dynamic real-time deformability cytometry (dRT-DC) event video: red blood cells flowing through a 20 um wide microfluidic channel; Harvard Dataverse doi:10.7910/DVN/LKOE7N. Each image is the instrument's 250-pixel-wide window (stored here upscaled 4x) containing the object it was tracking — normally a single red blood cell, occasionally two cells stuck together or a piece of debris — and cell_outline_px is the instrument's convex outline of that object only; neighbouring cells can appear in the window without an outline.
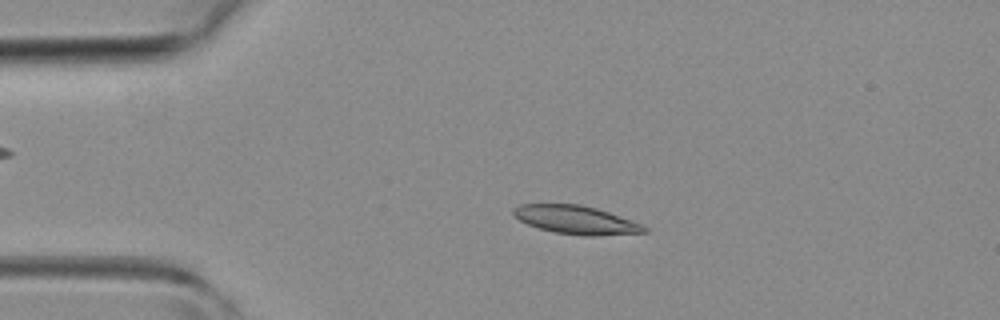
{"species": "common noctule bat (a hibernating species)", "species_latin": "Nyctalus noctula", "temperature_condition": "room temperature", "stored_images_in_passage": 44, "camera_frame_rate_fps": 3000, "um_per_image_px": 0.085, "animal": {"sex": "female", "body_mass_g": 19.3, "forearm_length_mm": 54.1}, "frame": {"image": 1, "passage_image": 9, "time_ms": 2.667, "image_size_px": [1000, 320], "cell_outline_px": [[648, 232], [592, 236], [584, 236], [556, 232], [540, 228], [528, 224], [520, 220], [512, 212], [512, 208], [520, 204], [580, 204], [596, 208], [620, 216], [640, 224], [648, 228]], "centroid_in_image_um": [48.96, 18.68], "position_along_channel_um": 36.0, "area_um2": 21.39}}
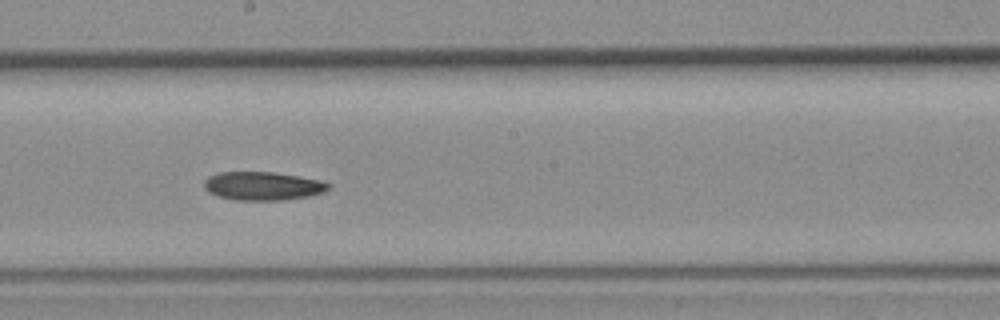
{"frame": {"image": 2, "passage_image": 24, "time_ms": 7.667, "image_size_px": [1000, 320], "cell_outline_px": [[332, 184], [324, 192], [308, 196], [284, 200], [236, 200], [220, 196], [208, 192], [204, 188], [204, 180], [208, 176], [220, 172], [272, 172], [320, 180]], "centroid_in_image_um": [22.32, 15.81], "position_along_channel_um": 225.9, "area_um2": 20.52}}
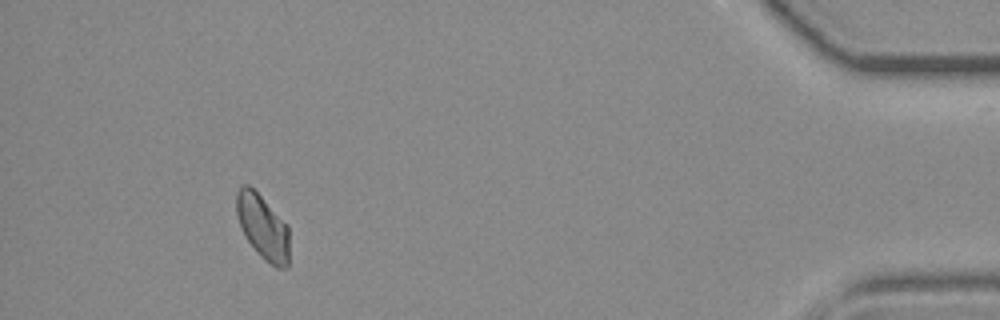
{"frame": {"image": 3, "passage_image": 41, "time_ms": 13.333, "image_size_px": [1000, 320], "cell_outline_px": [[288, 268], [276, 268], [264, 260], [256, 252], [244, 236], [240, 228], [236, 212], [236, 192], [244, 184], [248, 184], [288, 224]], "centroid_in_image_um": [22.32, 19.32], "position_along_channel_um": 412.9, "area_um2": 20.0}}